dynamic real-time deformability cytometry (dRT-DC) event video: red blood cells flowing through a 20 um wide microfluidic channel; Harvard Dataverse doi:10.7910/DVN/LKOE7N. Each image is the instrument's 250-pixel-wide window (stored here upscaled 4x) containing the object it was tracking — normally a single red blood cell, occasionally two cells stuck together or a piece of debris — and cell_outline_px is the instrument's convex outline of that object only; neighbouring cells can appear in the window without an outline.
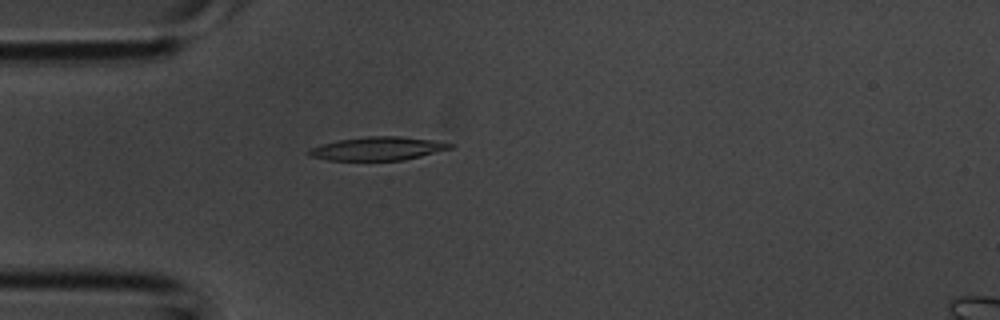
{"species": "common noctule bat (a hibernating species)", "species_latin": "Nyctalus noctula", "temperature_condition": "room temperature", "stored_images_in_passage": 3, "camera_frame_rate_fps": 3000, "um_per_image_px": 0.085, "animal": {"sex": "male", "body_mass_g": 20.1, "forearm_length_mm": 53.5}, "frame": {"image": 1, "passage_image": 3, "time_ms": 0.667, "image_size_px": [1000, 320], "cell_outline_px": [[456, 144], [452, 148], [404, 160], [328, 160], [308, 156], [304, 152], [308, 148], [320, 144], [340, 140], [368, 136], [400, 136], [432, 140]], "centroid_in_image_um": [32.05, 12.63], "position_along_channel_um": 53.0, "area_um2": 19.36}}